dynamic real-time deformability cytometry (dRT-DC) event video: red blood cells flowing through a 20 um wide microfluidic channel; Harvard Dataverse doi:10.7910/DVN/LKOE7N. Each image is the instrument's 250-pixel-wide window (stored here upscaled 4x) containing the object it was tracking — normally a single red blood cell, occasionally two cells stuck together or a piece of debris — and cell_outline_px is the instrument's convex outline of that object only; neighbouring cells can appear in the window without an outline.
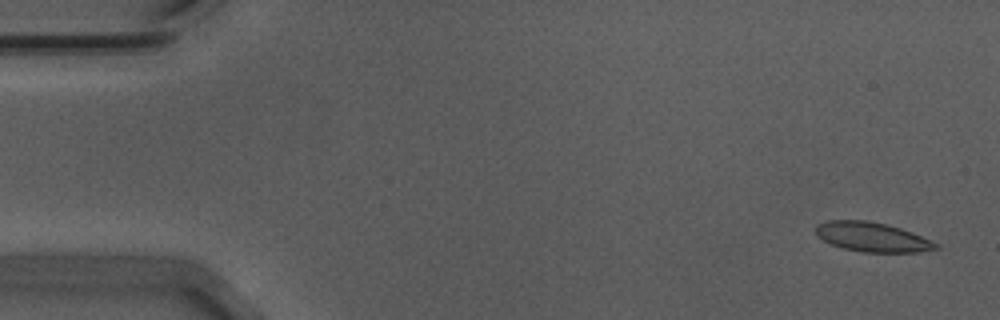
{"species": "Egyptian fruit bat (a non-hibernating species)", "species_latin": "Rousettus aegyptiacus", "temperature_condition": "warm", "stored_images_in_passage": 10, "camera_frame_rate_fps": 3000, "um_per_image_px": 0.085, "animal": {"sex": "male"}, "frame": {"image": 1, "passage_image": 1, "time_ms": 0.0, "image_size_px": [1000, 320], "cell_outline_px": [[940, 248], [920, 252], [860, 252], [844, 248], [832, 244], [816, 236], [816, 224], [824, 220], [864, 220], [888, 224], [912, 232], [932, 240], [940, 244]], "centroid_in_image_um": [74.15, 20.14], "position_along_channel_um": 10.8, "area_um2": 20.81}}